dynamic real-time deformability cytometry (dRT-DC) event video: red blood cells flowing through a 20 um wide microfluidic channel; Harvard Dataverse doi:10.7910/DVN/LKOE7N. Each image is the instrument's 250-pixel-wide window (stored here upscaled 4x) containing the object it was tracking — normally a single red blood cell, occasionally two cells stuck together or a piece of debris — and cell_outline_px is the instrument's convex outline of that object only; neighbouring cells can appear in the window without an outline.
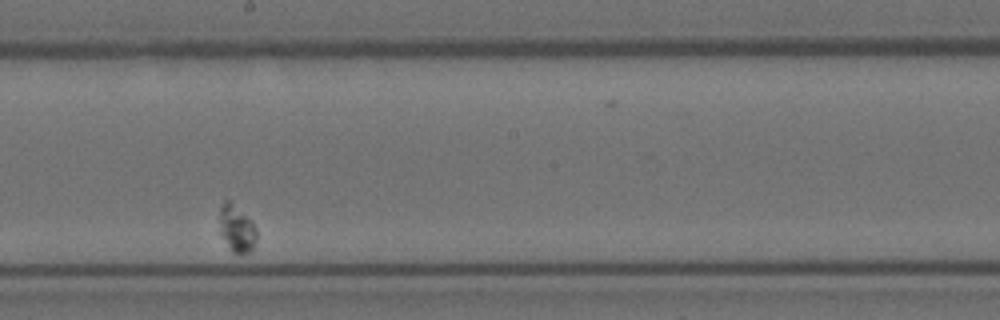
{"species": "Egyptian fruit bat (a non-hibernating species)", "species_latin": "Rousettus aegyptiacus", "temperature_condition": "room temperature", "stored_images_in_passage": 33, "camera_frame_rate_fps": 3000, "um_per_image_px": 0.085, "animal": {"sex": "female"}, "frame": {"image": 1, "passage_image": 19, "time_ms": 6.0, "image_size_px": [1000, 320], "cell_outline_px": [[256, 240], [252, 248], [248, 252], [240, 256], [232, 252], [220, 232], [220, 208], [224, 200], [228, 200], [252, 220], [256, 228]], "centroid_in_image_um": [20.13, 19.45], "position_along_channel_um": 228.1, "area_um2": 10.06}}
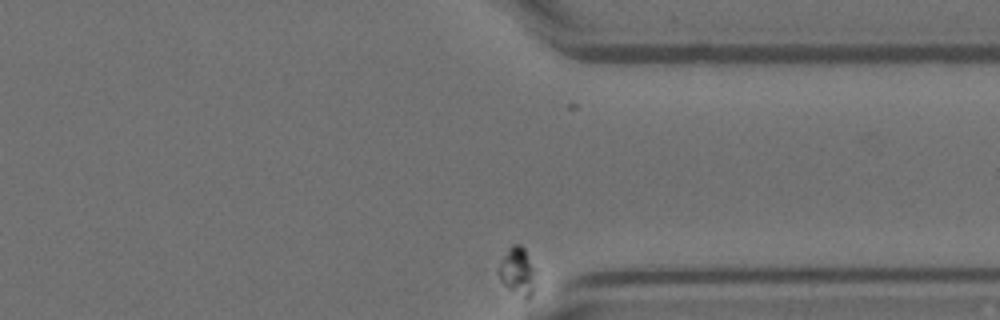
{"frame": {"image": 2, "passage_image": 33, "time_ms": 10.667, "image_size_px": [1000, 320], "cell_outline_px": [[536, 272], [532, 296], [528, 300], [524, 300], [508, 288], [500, 280], [496, 272], [508, 248], [512, 244], [520, 244], [524, 248]], "centroid_in_image_um": [43.99, 23.11], "position_along_channel_um": 367.4, "area_um2": 10.46}}